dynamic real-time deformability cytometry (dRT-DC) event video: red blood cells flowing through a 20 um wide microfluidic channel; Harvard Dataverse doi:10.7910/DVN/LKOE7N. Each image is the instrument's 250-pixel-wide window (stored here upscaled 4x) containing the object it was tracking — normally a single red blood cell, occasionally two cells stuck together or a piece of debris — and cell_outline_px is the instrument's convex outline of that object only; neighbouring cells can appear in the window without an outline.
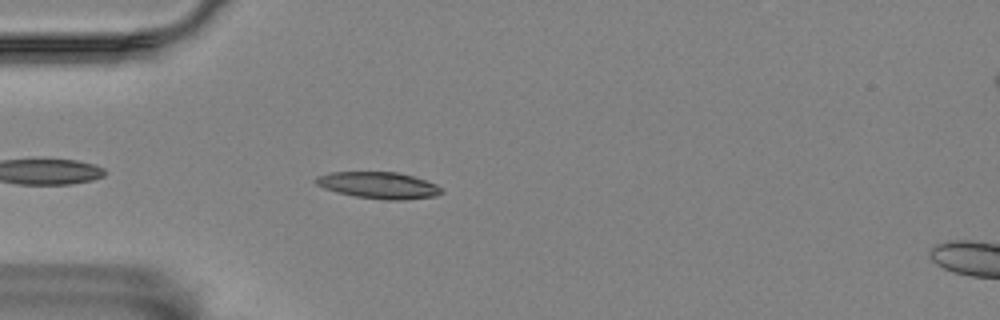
{"species": "Egyptian fruit bat (a non-hibernating species)", "species_latin": "Rousettus aegyptiacus", "temperature_condition": "room temperature", "stored_images_in_passage": 28, "camera_frame_rate_fps": 3000, "um_per_image_px": 0.085, "animal": {"sex": "female"}, "frame": {"image": 1, "passage_image": 5, "time_ms": 1.333, "image_size_px": [1000, 320], "cell_outline_px": [[444, 192], [436, 196], [404, 200], [384, 200], [356, 196], [336, 192], [324, 188], [316, 184], [312, 180], [316, 176], [332, 172], [396, 172], [412, 176], [436, 184]], "centroid_in_image_um": [32.16, 15.75], "position_along_channel_um": 52.8, "area_um2": 19.48}}
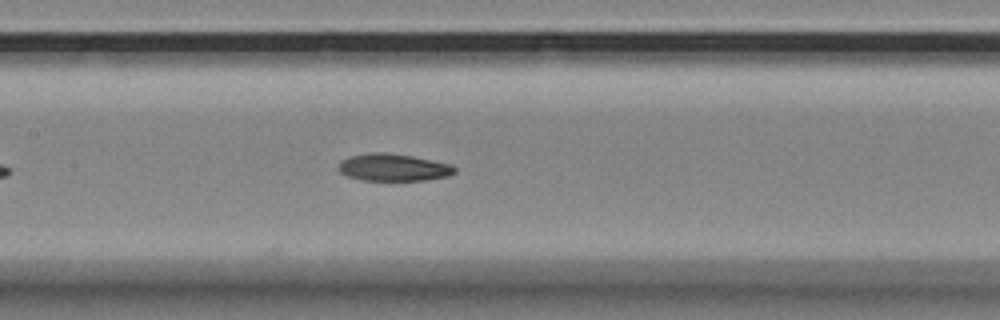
{"frame": {"image": 2, "passage_image": 16, "time_ms": 5.0, "image_size_px": [1000, 320], "cell_outline_px": [[456, 172], [448, 176], [424, 180], [360, 180], [348, 176], [340, 172], [340, 160], [348, 156], [368, 152], [384, 152], [412, 156], [452, 164], [456, 168]], "centroid_in_image_um": [33.43, 14.22], "position_along_channel_um": 174.0, "area_um2": 18.5}}
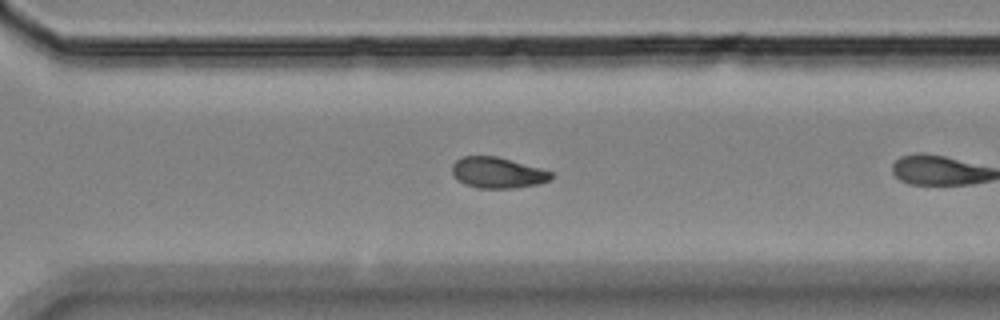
{"frame": {"image": 3, "passage_image": 26, "time_ms": 8.333, "image_size_px": [1000, 320], "cell_outline_px": [[552, 180], [536, 184], [512, 188], [476, 188], [464, 184], [452, 172], [452, 164], [456, 160], [464, 156], [496, 156], [540, 168], [552, 172]], "centroid_in_image_um": [42.29, 14.68], "position_along_channel_um": 328.3, "area_um2": 17.63}}